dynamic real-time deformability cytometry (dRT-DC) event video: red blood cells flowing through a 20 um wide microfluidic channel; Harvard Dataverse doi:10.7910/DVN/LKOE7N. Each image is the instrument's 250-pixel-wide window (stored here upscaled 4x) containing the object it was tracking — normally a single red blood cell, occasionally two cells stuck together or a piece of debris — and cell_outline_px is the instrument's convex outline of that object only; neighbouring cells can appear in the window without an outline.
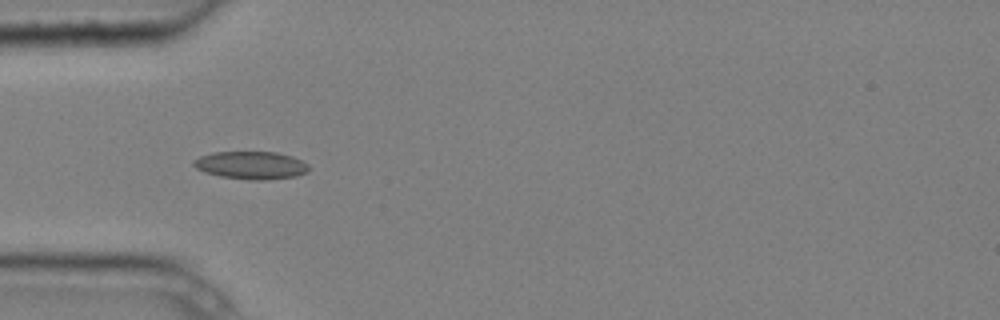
{"species": "common noctule bat (a hibernating species)", "species_latin": "Nyctalus noctula", "temperature_condition": "cold", "stored_images_in_passage": 3, "camera_frame_rate_fps": 3000, "um_per_image_px": 0.085, "animal": {"sex": "male", "body_mass_g": 20.4}, "frame": {"image": 1, "passage_image": 3, "time_ms": 0.667, "image_size_px": [1000, 320], "cell_outline_px": [[312, 168], [308, 172], [296, 176], [268, 180], [248, 180], [220, 176], [204, 172], [196, 168], [192, 164], [192, 160], [200, 156], [216, 152], [276, 152], [292, 156], [304, 160]], "centroid_in_image_um": [21.39, 14.05], "position_along_channel_um": 63.6, "area_um2": 18.96}}